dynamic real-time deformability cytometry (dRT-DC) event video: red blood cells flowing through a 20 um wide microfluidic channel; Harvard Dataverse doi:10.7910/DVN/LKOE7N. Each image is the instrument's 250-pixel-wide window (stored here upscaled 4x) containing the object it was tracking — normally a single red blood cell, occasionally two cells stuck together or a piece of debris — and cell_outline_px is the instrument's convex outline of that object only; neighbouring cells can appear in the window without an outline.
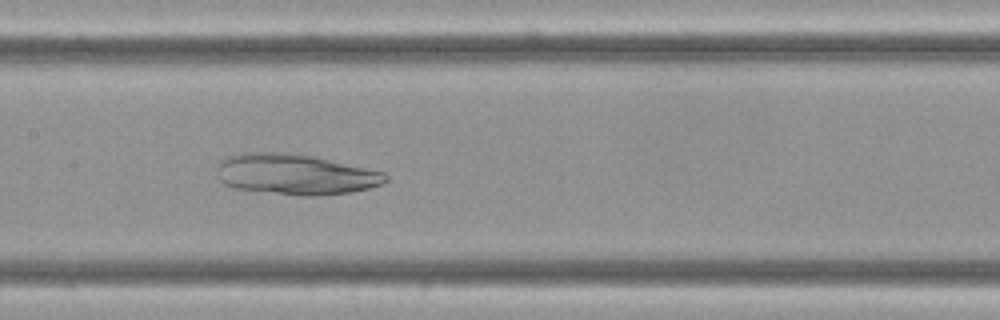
{"species": "Egyptian fruit bat (a non-hibernating species)", "species_latin": "Rousettus aegyptiacus", "temperature_condition": "cold", "stored_images_in_passage": 7, "camera_frame_rate_fps": 3000, "um_per_image_px": 0.085, "frame": {"image": 1, "passage_image": 6, "time_ms": 1.667, "image_size_px": [1000, 320], "cell_outline_px": [[388, 180], [384, 184], [352, 192], [320, 196], [300, 196], [236, 188], [224, 184], [216, 176], [216, 164], [220, 160], [228, 156], [244, 152], [272, 152], [312, 156], [384, 172], [388, 176]], "centroid_in_image_um": [25.08, 14.83], "position_along_channel_um": 182.3, "area_um2": 40.0}}
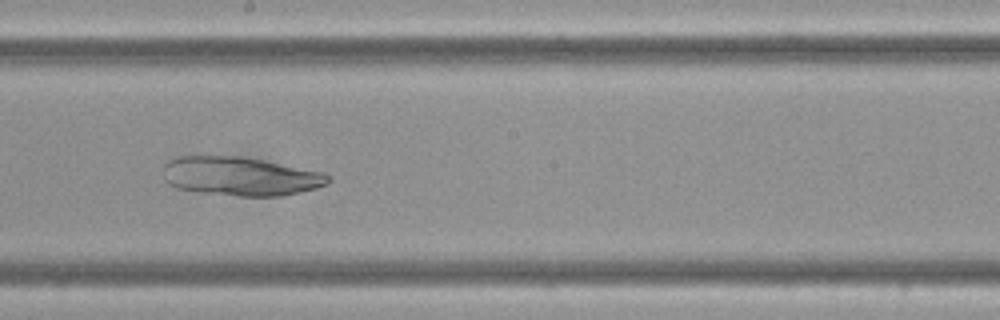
{"frame": {"image": 2, "passage_image": 7, "time_ms": 2.0, "image_size_px": [1000, 320], "cell_outline_px": [[332, 180], [328, 184], [316, 188], [300, 192], [280, 196], [240, 196], [196, 192], [176, 188], [168, 184], [164, 180], [164, 164], [172, 156], [240, 156], [324, 172], [332, 176]], "centroid_in_image_um": [20.41, 14.98], "position_along_channel_um": 227.8, "area_um2": 37.69}}